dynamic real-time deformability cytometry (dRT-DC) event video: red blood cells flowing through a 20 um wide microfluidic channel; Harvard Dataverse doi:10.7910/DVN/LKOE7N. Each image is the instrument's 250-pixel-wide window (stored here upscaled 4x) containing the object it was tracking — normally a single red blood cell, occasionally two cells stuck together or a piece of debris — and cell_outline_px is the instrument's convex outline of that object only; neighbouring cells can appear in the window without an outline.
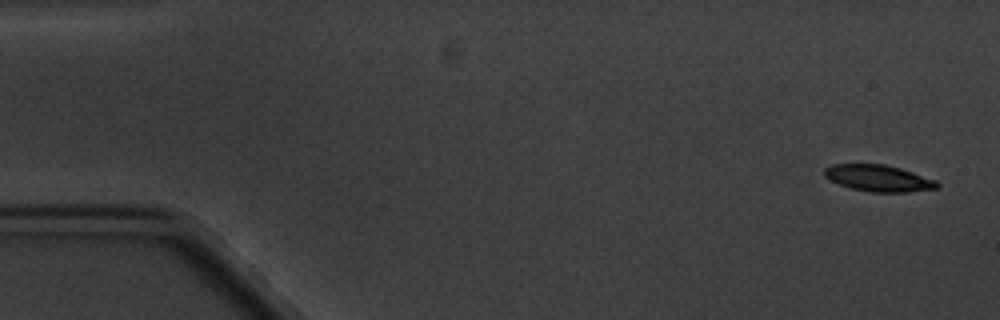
{"species": "common noctule bat (a hibernating species)", "species_latin": "Nyctalus noctula", "temperature_condition": "cold", "stored_images_in_passage": 6, "segment_of_instrument_passage": [1, 2], "camera_frame_rate_fps": 3000, "um_per_image_px": 0.085, "animal": {"sex": "male", "body_mass_g": 20.1, "forearm_length_mm": 53.5}, "frame": {"image": 1, "passage_image": 1, "time_ms": 0.0, "image_size_px": [1000, 320], "cell_outline_px": [[940, 188], [908, 192], [872, 192], [852, 188], [828, 180], [824, 176], [824, 168], [832, 164], [884, 164], [900, 168], [936, 180], [940, 184]], "centroid_in_image_um": [74.68, 15.15], "position_along_channel_um": 10.3, "area_um2": 17.46}}